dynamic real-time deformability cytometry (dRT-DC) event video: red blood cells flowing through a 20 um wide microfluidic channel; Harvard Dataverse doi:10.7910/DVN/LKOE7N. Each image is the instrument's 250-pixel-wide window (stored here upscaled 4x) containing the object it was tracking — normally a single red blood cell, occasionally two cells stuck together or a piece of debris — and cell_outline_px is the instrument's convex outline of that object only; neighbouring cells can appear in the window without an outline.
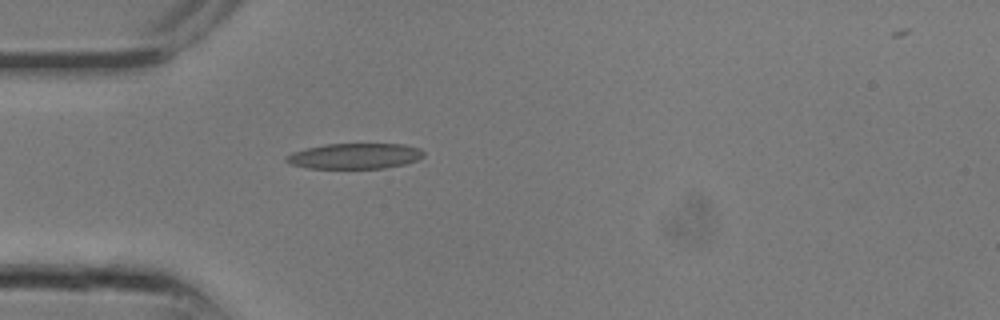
{"species": "common noctule bat (a hibernating species)", "species_latin": "Nyctalus noctula", "temperature_condition": "room temperature", "stored_images_in_passage": 3, "camera_frame_rate_fps": 3000, "um_per_image_px": 0.085, "animal": {"sex": "male", "body_mass_g": 13.3}, "frame": {"image": 1, "passage_image": 1, "time_ms": 0.0, "image_size_px": [1000, 320], "cell_outline_px": [[424, 156], [416, 160], [404, 164], [384, 168], [308, 168], [288, 164], [284, 160], [284, 156], [292, 152], [304, 148], [324, 144], [404, 144], [420, 148], [424, 152]], "centroid_in_image_um": [30.1, 13.26], "position_along_channel_um": 54.9, "area_um2": 20.63}}
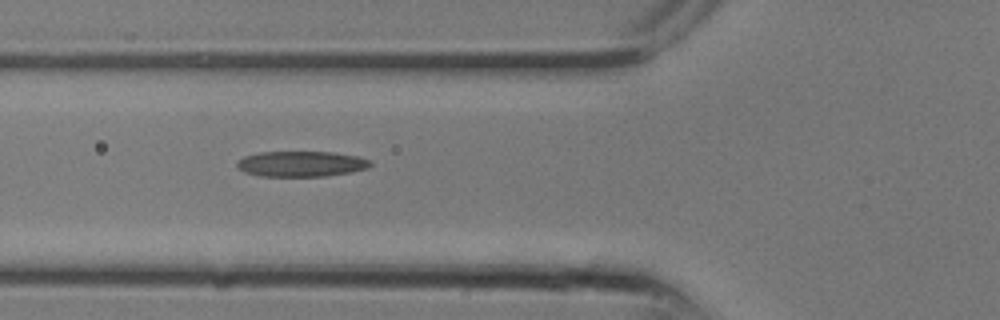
{"frame": {"image": 2, "passage_image": 3, "time_ms": 0.667, "image_size_px": [1000, 320], "cell_outline_px": [[372, 164], [368, 168], [352, 172], [324, 176], [260, 176], [244, 172], [236, 164], [244, 156], [260, 152], [332, 152], [356, 156], [372, 160]], "centroid_in_image_um": [25.64, 13.93], "position_along_channel_um": 100.2, "area_um2": 19.77}}